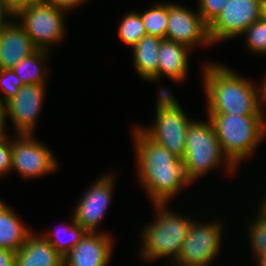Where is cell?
I'll use <instances>...</instances> for the list:
<instances>
[{"instance_id": "1", "label": "cell", "mask_w": 266, "mask_h": 266, "mask_svg": "<svg viewBox=\"0 0 266 266\" xmlns=\"http://www.w3.org/2000/svg\"><path fill=\"white\" fill-rule=\"evenodd\" d=\"M133 135L139 182L153 204L168 203L191 184L185 174L183 159L150 139L138 126Z\"/></svg>"}, {"instance_id": "2", "label": "cell", "mask_w": 266, "mask_h": 266, "mask_svg": "<svg viewBox=\"0 0 266 266\" xmlns=\"http://www.w3.org/2000/svg\"><path fill=\"white\" fill-rule=\"evenodd\" d=\"M203 68L207 113L264 115L259 88L249 79L214 62Z\"/></svg>"}, {"instance_id": "3", "label": "cell", "mask_w": 266, "mask_h": 266, "mask_svg": "<svg viewBox=\"0 0 266 266\" xmlns=\"http://www.w3.org/2000/svg\"><path fill=\"white\" fill-rule=\"evenodd\" d=\"M207 115L213 123L222 151L236 167L240 161L251 157L266 136L265 115Z\"/></svg>"}, {"instance_id": "4", "label": "cell", "mask_w": 266, "mask_h": 266, "mask_svg": "<svg viewBox=\"0 0 266 266\" xmlns=\"http://www.w3.org/2000/svg\"><path fill=\"white\" fill-rule=\"evenodd\" d=\"M153 205L157 215L142 231L141 257L144 261H154L170 256V262L174 263L194 221L170 211L167 203Z\"/></svg>"}, {"instance_id": "5", "label": "cell", "mask_w": 266, "mask_h": 266, "mask_svg": "<svg viewBox=\"0 0 266 266\" xmlns=\"http://www.w3.org/2000/svg\"><path fill=\"white\" fill-rule=\"evenodd\" d=\"M225 161L228 173L235 172L236 166L222 151L212 121H193L186 131L183 165L187 179L193 183L201 175L220 166Z\"/></svg>"}, {"instance_id": "6", "label": "cell", "mask_w": 266, "mask_h": 266, "mask_svg": "<svg viewBox=\"0 0 266 266\" xmlns=\"http://www.w3.org/2000/svg\"><path fill=\"white\" fill-rule=\"evenodd\" d=\"M156 119L152 126L140 129L153 141L164 146L177 158L185 155L186 131L192 122L184 113L171 91L159 89Z\"/></svg>"}, {"instance_id": "7", "label": "cell", "mask_w": 266, "mask_h": 266, "mask_svg": "<svg viewBox=\"0 0 266 266\" xmlns=\"http://www.w3.org/2000/svg\"><path fill=\"white\" fill-rule=\"evenodd\" d=\"M66 10L45 1L19 9L13 18L24 27L37 49L49 51L51 44H56L65 35Z\"/></svg>"}, {"instance_id": "8", "label": "cell", "mask_w": 266, "mask_h": 266, "mask_svg": "<svg viewBox=\"0 0 266 266\" xmlns=\"http://www.w3.org/2000/svg\"><path fill=\"white\" fill-rule=\"evenodd\" d=\"M211 221L203 225L194 221L174 262L177 266H209L221 247L222 224Z\"/></svg>"}, {"instance_id": "9", "label": "cell", "mask_w": 266, "mask_h": 266, "mask_svg": "<svg viewBox=\"0 0 266 266\" xmlns=\"http://www.w3.org/2000/svg\"><path fill=\"white\" fill-rule=\"evenodd\" d=\"M17 136V138H16ZM12 140V170L23 178H37L56 171L59 163L52 150L33 137L17 134Z\"/></svg>"}, {"instance_id": "10", "label": "cell", "mask_w": 266, "mask_h": 266, "mask_svg": "<svg viewBox=\"0 0 266 266\" xmlns=\"http://www.w3.org/2000/svg\"><path fill=\"white\" fill-rule=\"evenodd\" d=\"M261 0H229L218 17L208 26L212 44L241 36L260 19Z\"/></svg>"}, {"instance_id": "11", "label": "cell", "mask_w": 266, "mask_h": 266, "mask_svg": "<svg viewBox=\"0 0 266 266\" xmlns=\"http://www.w3.org/2000/svg\"><path fill=\"white\" fill-rule=\"evenodd\" d=\"M45 84H25L4 104V124L10 116L16 134H34L45 99Z\"/></svg>"}, {"instance_id": "12", "label": "cell", "mask_w": 266, "mask_h": 266, "mask_svg": "<svg viewBox=\"0 0 266 266\" xmlns=\"http://www.w3.org/2000/svg\"><path fill=\"white\" fill-rule=\"evenodd\" d=\"M166 40L187 45L190 49L194 45H211L208 25L200 13L193 12L179 4L168 3V22Z\"/></svg>"}, {"instance_id": "13", "label": "cell", "mask_w": 266, "mask_h": 266, "mask_svg": "<svg viewBox=\"0 0 266 266\" xmlns=\"http://www.w3.org/2000/svg\"><path fill=\"white\" fill-rule=\"evenodd\" d=\"M109 175V176H108ZM96 179L88 191L83 193L72 213L75 222L86 232H98L97 226L100 224L112 199L114 188V175L108 174Z\"/></svg>"}, {"instance_id": "14", "label": "cell", "mask_w": 266, "mask_h": 266, "mask_svg": "<svg viewBox=\"0 0 266 266\" xmlns=\"http://www.w3.org/2000/svg\"><path fill=\"white\" fill-rule=\"evenodd\" d=\"M113 243L106 232H86L63 257V266H107L112 257Z\"/></svg>"}, {"instance_id": "15", "label": "cell", "mask_w": 266, "mask_h": 266, "mask_svg": "<svg viewBox=\"0 0 266 266\" xmlns=\"http://www.w3.org/2000/svg\"><path fill=\"white\" fill-rule=\"evenodd\" d=\"M36 49L20 22L10 20L0 28V70L13 69Z\"/></svg>"}, {"instance_id": "16", "label": "cell", "mask_w": 266, "mask_h": 266, "mask_svg": "<svg viewBox=\"0 0 266 266\" xmlns=\"http://www.w3.org/2000/svg\"><path fill=\"white\" fill-rule=\"evenodd\" d=\"M15 266H63V256L41 234L32 232L16 251Z\"/></svg>"}, {"instance_id": "17", "label": "cell", "mask_w": 266, "mask_h": 266, "mask_svg": "<svg viewBox=\"0 0 266 266\" xmlns=\"http://www.w3.org/2000/svg\"><path fill=\"white\" fill-rule=\"evenodd\" d=\"M189 50L187 45L163 39L158 51V80L167 75L175 82H184L189 68Z\"/></svg>"}, {"instance_id": "18", "label": "cell", "mask_w": 266, "mask_h": 266, "mask_svg": "<svg viewBox=\"0 0 266 266\" xmlns=\"http://www.w3.org/2000/svg\"><path fill=\"white\" fill-rule=\"evenodd\" d=\"M162 40L158 36L146 35L133 47L135 71L144 80H158V51Z\"/></svg>"}, {"instance_id": "19", "label": "cell", "mask_w": 266, "mask_h": 266, "mask_svg": "<svg viewBox=\"0 0 266 266\" xmlns=\"http://www.w3.org/2000/svg\"><path fill=\"white\" fill-rule=\"evenodd\" d=\"M6 202L0 200V248L18 251L33 232Z\"/></svg>"}, {"instance_id": "20", "label": "cell", "mask_w": 266, "mask_h": 266, "mask_svg": "<svg viewBox=\"0 0 266 266\" xmlns=\"http://www.w3.org/2000/svg\"><path fill=\"white\" fill-rule=\"evenodd\" d=\"M49 51L36 49L32 54L22 59L14 68L15 74L25 84H46L49 70L44 62ZM48 70V71H47Z\"/></svg>"}, {"instance_id": "21", "label": "cell", "mask_w": 266, "mask_h": 266, "mask_svg": "<svg viewBox=\"0 0 266 266\" xmlns=\"http://www.w3.org/2000/svg\"><path fill=\"white\" fill-rule=\"evenodd\" d=\"M71 224L67 227L49 231L48 233L44 232L41 235L54 247V249L63 257L70 252L81 240L86 231L75 222L74 215L71 219ZM66 234L69 236V239H64L60 234ZM64 232V233H63ZM46 233V234H45ZM62 237V238H61Z\"/></svg>"}, {"instance_id": "22", "label": "cell", "mask_w": 266, "mask_h": 266, "mask_svg": "<svg viewBox=\"0 0 266 266\" xmlns=\"http://www.w3.org/2000/svg\"><path fill=\"white\" fill-rule=\"evenodd\" d=\"M147 35L165 39L168 22V2L156 3L144 13H140Z\"/></svg>"}, {"instance_id": "23", "label": "cell", "mask_w": 266, "mask_h": 266, "mask_svg": "<svg viewBox=\"0 0 266 266\" xmlns=\"http://www.w3.org/2000/svg\"><path fill=\"white\" fill-rule=\"evenodd\" d=\"M119 25L118 35L123 43L132 48L147 35L141 15L138 12H130L123 16Z\"/></svg>"}, {"instance_id": "24", "label": "cell", "mask_w": 266, "mask_h": 266, "mask_svg": "<svg viewBox=\"0 0 266 266\" xmlns=\"http://www.w3.org/2000/svg\"><path fill=\"white\" fill-rule=\"evenodd\" d=\"M246 36V46L253 53L266 54V21L259 19L253 22L243 33Z\"/></svg>"}, {"instance_id": "25", "label": "cell", "mask_w": 266, "mask_h": 266, "mask_svg": "<svg viewBox=\"0 0 266 266\" xmlns=\"http://www.w3.org/2000/svg\"><path fill=\"white\" fill-rule=\"evenodd\" d=\"M256 219L249 226V237L253 256L255 254L266 255V216L258 211Z\"/></svg>"}, {"instance_id": "26", "label": "cell", "mask_w": 266, "mask_h": 266, "mask_svg": "<svg viewBox=\"0 0 266 266\" xmlns=\"http://www.w3.org/2000/svg\"><path fill=\"white\" fill-rule=\"evenodd\" d=\"M23 85L24 84L13 69L0 70V88L3 93V97H1L2 103L5 104L8 100L13 98Z\"/></svg>"}, {"instance_id": "27", "label": "cell", "mask_w": 266, "mask_h": 266, "mask_svg": "<svg viewBox=\"0 0 266 266\" xmlns=\"http://www.w3.org/2000/svg\"><path fill=\"white\" fill-rule=\"evenodd\" d=\"M229 0H198V12L209 26L221 13Z\"/></svg>"}, {"instance_id": "28", "label": "cell", "mask_w": 266, "mask_h": 266, "mask_svg": "<svg viewBox=\"0 0 266 266\" xmlns=\"http://www.w3.org/2000/svg\"><path fill=\"white\" fill-rule=\"evenodd\" d=\"M6 131L0 132V178L12 169V139Z\"/></svg>"}, {"instance_id": "29", "label": "cell", "mask_w": 266, "mask_h": 266, "mask_svg": "<svg viewBox=\"0 0 266 266\" xmlns=\"http://www.w3.org/2000/svg\"><path fill=\"white\" fill-rule=\"evenodd\" d=\"M43 0H3L7 9L14 15L22 7L32 5Z\"/></svg>"}, {"instance_id": "30", "label": "cell", "mask_w": 266, "mask_h": 266, "mask_svg": "<svg viewBox=\"0 0 266 266\" xmlns=\"http://www.w3.org/2000/svg\"><path fill=\"white\" fill-rule=\"evenodd\" d=\"M47 3H51L52 5H55L58 8L68 10L77 7L80 4H83L86 0H43Z\"/></svg>"}, {"instance_id": "31", "label": "cell", "mask_w": 266, "mask_h": 266, "mask_svg": "<svg viewBox=\"0 0 266 266\" xmlns=\"http://www.w3.org/2000/svg\"><path fill=\"white\" fill-rule=\"evenodd\" d=\"M16 251L0 248V266H15Z\"/></svg>"}, {"instance_id": "32", "label": "cell", "mask_w": 266, "mask_h": 266, "mask_svg": "<svg viewBox=\"0 0 266 266\" xmlns=\"http://www.w3.org/2000/svg\"><path fill=\"white\" fill-rule=\"evenodd\" d=\"M5 17L11 18L13 14L7 9L3 0H0V28L9 21Z\"/></svg>"}, {"instance_id": "33", "label": "cell", "mask_w": 266, "mask_h": 266, "mask_svg": "<svg viewBox=\"0 0 266 266\" xmlns=\"http://www.w3.org/2000/svg\"><path fill=\"white\" fill-rule=\"evenodd\" d=\"M0 94V132L6 131V125L4 124V104L1 101V96Z\"/></svg>"}, {"instance_id": "34", "label": "cell", "mask_w": 266, "mask_h": 266, "mask_svg": "<svg viewBox=\"0 0 266 266\" xmlns=\"http://www.w3.org/2000/svg\"><path fill=\"white\" fill-rule=\"evenodd\" d=\"M260 87H261L259 89V91H260V101H261V104H262V102L263 103L266 102V75H265V78L263 79L262 85Z\"/></svg>"}, {"instance_id": "35", "label": "cell", "mask_w": 266, "mask_h": 266, "mask_svg": "<svg viewBox=\"0 0 266 266\" xmlns=\"http://www.w3.org/2000/svg\"><path fill=\"white\" fill-rule=\"evenodd\" d=\"M260 19L266 21V0H261L260 3Z\"/></svg>"}, {"instance_id": "36", "label": "cell", "mask_w": 266, "mask_h": 266, "mask_svg": "<svg viewBox=\"0 0 266 266\" xmlns=\"http://www.w3.org/2000/svg\"><path fill=\"white\" fill-rule=\"evenodd\" d=\"M253 257L257 259V266H266V255L255 254Z\"/></svg>"}, {"instance_id": "37", "label": "cell", "mask_w": 266, "mask_h": 266, "mask_svg": "<svg viewBox=\"0 0 266 266\" xmlns=\"http://www.w3.org/2000/svg\"><path fill=\"white\" fill-rule=\"evenodd\" d=\"M265 200H263V204L261 205V208H260V212L266 216V197L263 198Z\"/></svg>"}]
</instances>
